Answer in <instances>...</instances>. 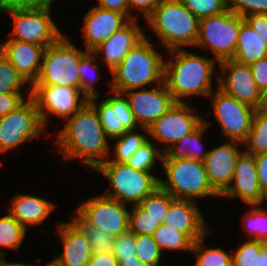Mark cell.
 <instances>
[{"label":"cell","instance_id":"obj_17","mask_svg":"<svg viewBox=\"0 0 267 266\" xmlns=\"http://www.w3.org/2000/svg\"><path fill=\"white\" fill-rule=\"evenodd\" d=\"M114 96L107 97L97 103L98 97L88 100L98 112V116L103 126L106 136L111 140L122 136L126 131L139 127L134 114L129 106L128 98L124 93L115 92Z\"/></svg>","mask_w":267,"mask_h":266},{"label":"cell","instance_id":"obj_22","mask_svg":"<svg viewBox=\"0 0 267 266\" xmlns=\"http://www.w3.org/2000/svg\"><path fill=\"white\" fill-rule=\"evenodd\" d=\"M163 223L185 233L193 242L207 236L209 231L202 212L193 200L174 199Z\"/></svg>","mask_w":267,"mask_h":266},{"label":"cell","instance_id":"obj_46","mask_svg":"<svg viewBox=\"0 0 267 266\" xmlns=\"http://www.w3.org/2000/svg\"><path fill=\"white\" fill-rule=\"evenodd\" d=\"M24 92L0 94V118L15 110L24 101Z\"/></svg>","mask_w":267,"mask_h":266},{"label":"cell","instance_id":"obj_58","mask_svg":"<svg viewBox=\"0 0 267 266\" xmlns=\"http://www.w3.org/2000/svg\"><path fill=\"white\" fill-rule=\"evenodd\" d=\"M7 260L0 254V266H4Z\"/></svg>","mask_w":267,"mask_h":266},{"label":"cell","instance_id":"obj_8","mask_svg":"<svg viewBox=\"0 0 267 266\" xmlns=\"http://www.w3.org/2000/svg\"><path fill=\"white\" fill-rule=\"evenodd\" d=\"M244 18L227 10L199 21V34L195 47L209 49L220 63L233 59Z\"/></svg>","mask_w":267,"mask_h":266},{"label":"cell","instance_id":"obj_45","mask_svg":"<svg viewBox=\"0 0 267 266\" xmlns=\"http://www.w3.org/2000/svg\"><path fill=\"white\" fill-rule=\"evenodd\" d=\"M51 5V0H0V11L38 10Z\"/></svg>","mask_w":267,"mask_h":266},{"label":"cell","instance_id":"obj_44","mask_svg":"<svg viewBox=\"0 0 267 266\" xmlns=\"http://www.w3.org/2000/svg\"><path fill=\"white\" fill-rule=\"evenodd\" d=\"M135 234L130 230L115 237L112 253L120 263L124 259L133 258L136 250Z\"/></svg>","mask_w":267,"mask_h":266},{"label":"cell","instance_id":"obj_49","mask_svg":"<svg viewBox=\"0 0 267 266\" xmlns=\"http://www.w3.org/2000/svg\"><path fill=\"white\" fill-rule=\"evenodd\" d=\"M160 0H128L129 4V19H135L136 16L132 15V10L139 9L144 18H146L154 8L159 4ZM132 9V10H131ZM135 16V17H134Z\"/></svg>","mask_w":267,"mask_h":266},{"label":"cell","instance_id":"obj_4","mask_svg":"<svg viewBox=\"0 0 267 266\" xmlns=\"http://www.w3.org/2000/svg\"><path fill=\"white\" fill-rule=\"evenodd\" d=\"M145 19L167 51L195 47L200 20L180 0H160Z\"/></svg>","mask_w":267,"mask_h":266},{"label":"cell","instance_id":"obj_39","mask_svg":"<svg viewBox=\"0 0 267 266\" xmlns=\"http://www.w3.org/2000/svg\"><path fill=\"white\" fill-rule=\"evenodd\" d=\"M135 243V255L138 259L150 266H159L163 254L152 235H135Z\"/></svg>","mask_w":267,"mask_h":266},{"label":"cell","instance_id":"obj_9","mask_svg":"<svg viewBox=\"0 0 267 266\" xmlns=\"http://www.w3.org/2000/svg\"><path fill=\"white\" fill-rule=\"evenodd\" d=\"M28 92L27 100L0 118V154L46 133L36 103L31 97V90Z\"/></svg>","mask_w":267,"mask_h":266},{"label":"cell","instance_id":"obj_48","mask_svg":"<svg viewBox=\"0 0 267 266\" xmlns=\"http://www.w3.org/2000/svg\"><path fill=\"white\" fill-rule=\"evenodd\" d=\"M244 20L267 43V15L253 14L246 16Z\"/></svg>","mask_w":267,"mask_h":266},{"label":"cell","instance_id":"obj_52","mask_svg":"<svg viewBox=\"0 0 267 266\" xmlns=\"http://www.w3.org/2000/svg\"><path fill=\"white\" fill-rule=\"evenodd\" d=\"M88 266H119L112 252L93 253Z\"/></svg>","mask_w":267,"mask_h":266},{"label":"cell","instance_id":"obj_40","mask_svg":"<svg viewBox=\"0 0 267 266\" xmlns=\"http://www.w3.org/2000/svg\"><path fill=\"white\" fill-rule=\"evenodd\" d=\"M129 230L135 235H153L159 227V221L153 219L140 205L130 209Z\"/></svg>","mask_w":267,"mask_h":266},{"label":"cell","instance_id":"obj_53","mask_svg":"<svg viewBox=\"0 0 267 266\" xmlns=\"http://www.w3.org/2000/svg\"><path fill=\"white\" fill-rule=\"evenodd\" d=\"M119 266H150V265L143 263L140 259L137 258L136 255H134L133 258L122 260L119 263Z\"/></svg>","mask_w":267,"mask_h":266},{"label":"cell","instance_id":"obj_5","mask_svg":"<svg viewBox=\"0 0 267 266\" xmlns=\"http://www.w3.org/2000/svg\"><path fill=\"white\" fill-rule=\"evenodd\" d=\"M166 180L159 179V187L175 199L193 200L199 197H220L212 188L202 161L179 158L163 159Z\"/></svg>","mask_w":267,"mask_h":266},{"label":"cell","instance_id":"obj_26","mask_svg":"<svg viewBox=\"0 0 267 266\" xmlns=\"http://www.w3.org/2000/svg\"><path fill=\"white\" fill-rule=\"evenodd\" d=\"M267 56V43L244 21L241 24L233 60L250 65Z\"/></svg>","mask_w":267,"mask_h":266},{"label":"cell","instance_id":"obj_56","mask_svg":"<svg viewBox=\"0 0 267 266\" xmlns=\"http://www.w3.org/2000/svg\"><path fill=\"white\" fill-rule=\"evenodd\" d=\"M267 110V89L262 93V107Z\"/></svg>","mask_w":267,"mask_h":266},{"label":"cell","instance_id":"obj_47","mask_svg":"<svg viewBox=\"0 0 267 266\" xmlns=\"http://www.w3.org/2000/svg\"><path fill=\"white\" fill-rule=\"evenodd\" d=\"M257 87L263 93L267 89V56L249 65Z\"/></svg>","mask_w":267,"mask_h":266},{"label":"cell","instance_id":"obj_6","mask_svg":"<svg viewBox=\"0 0 267 266\" xmlns=\"http://www.w3.org/2000/svg\"><path fill=\"white\" fill-rule=\"evenodd\" d=\"M108 180L113 189H107L105 196L127 205H139L159 187V179L151 172L132 168L127 163L105 161L96 169Z\"/></svg>","mask_w":267,"mask_h":266},{"label":"cell","instance_id":"obj_31","mask_svg":"<svg viewBox=\"0 0 267 266\" xmlns=\"http://www.w3.org/2000/svg\"><path fill=\"white\" fill-rule=\"evenodd\" d=\"M156 145V146H155ZM149 138L143 143L126 162L132 168L144 172H152L156 162L162 164L164 152Z\"/></svg>","mask_w":267,"mask_h":266},{"label":"cell","instance_id":"obj_11","mask_svg":"<svg viewBox=\"0 0 267 266\" xmlns=\"http://www.w3.org/2000/svg\"><path fill=\"white\" fill-rule=\"evenodd\" d=\"M187 103L176 102L148 128V135L153 138V142L159 143L163 152L192 133L203 122L202 115L195 113L196 110Z\"/></svg>","mask_w":267,"mask_h":266},{"label":"cell","instance_id":"obj_7","mask_svg":"<svg viewBox=\"0 0 267 266\" xmlns=\"http://www.w3.org/2000/svg\"><path fill=\"white\" fill-rule=\"evenodd\" d=\"M75 45L63 34L46 47L40 74L33 85L80 87L79 62L87 51Z\"/></svg>","mask_w":267,"mask_h":266},{"label":"cell","instance_id":"obj_35","mask_svg":"<svg viewBox=\"0 0 267 266\" xmlns=\"http://www.w3.org/2000/svg\"><path fill=\"white\" fill-rule=\"evenodd\" d=\"M84 233L92 247L93 253L112 252L115 237L103 229L86 223L79 215L72 220Z\"/></svg>","mask_w":267,"mask_h":266},{"label":"cell","instance_id":"obj_2","mask_svg":"<svg viewBox=\"0 0 267 266\" xmlns=\"http://www.w3.org/2000/svg\"><path fill=\"white\" fill-rule=\"evenodd\" d=\"M167 52L172 59L164 61V83L174 100L183 103L186 97H209L213 75H218L214 73L215 64L219 63L213 57H202L184 48Z\"/></svg>","mask_w":267,"mask_h":266},{"label":"cell","instance_id":"obj_59","mask_svg":"<svg viewBox=\"0 0 267 266\" xmlns=\"http://www.w3.org/2000/svg\"><path fill=\"white\" fill-rule=\"evenodd\" d=\"M264 202H267V194L264 195V198H263V200H262V204H263ZM265 210L267 211V209H265Z\"/></svg>","mask_w":267,"mask_h":266},{"label":"cell","instance_id":"obj_28","mask_svg":"<svg viewBox=\"0 0 267 266\" xmlns=\"http://www.w3.org/2000/svg\"><path fill=\"white\" fill-rule=\"evenodd\" d=\"M245 152L258 155L267 152V110L259 108L255 110L251 130L247 140L243 143Z\"/></svg>","mask_w":267,"mask_h":266},{"label":"cell","instance_id":"obj_55","mask_svg":"<svg viewBox=\"0 0 267 266\" xmlns=\"http://www.w3.org/2000/svg\"><path fill=\"white\" fill-rule=\"evenodd\" d=\"M29 265H30V266H40L39 264L32 265V264H30V263H29ZM45 266H64V265H62V264L55 258L53 261L49 262V263L46 264Z\"/></svg>","mask_w":267,"mask_h":266},{"label":"cell","instance_id":"obj_14","mask_svg":"<svg viewBox=\"0 0 267 266\" xmlns=\"http://www.w3.org/2000/svg\"><path fill=\"white\" fill-rule=\"evenodd\" d=\"M31 97L45 128L50 114L68 119L88 101L80 87L71 86L32 85Z\"/></svg>","mask_w":267,"mask_h":266},{"label":"cell","instance_id":"obj_30","mask_svg":"<svg viewBox=\"0 0 267 266\" xmlns=\"http://www.w3.org/2000/svg\"><path fill=\"white\" fill-rule=\"evenodd\" d=\"M27 229L10 213L0 217V254L5 258L2 248L19 249L25 239Z\"/></svg>","mask_w":267,"mask_h":266},{"label":"cell","instance_id":"obj_24","mask_svg":"<svg viewBox=\"0 0 267 266\" xmlns=\"http://www.w3.org/2000/svg\"><path fill=\"white\" fill-rule=\"evenodd\" d=\"M63 243V252L55 257L64 266H88L93 251L82 230L73 222L56 225Z\"/></svg>","mask_w":267,"mask_h":266},{"label":"cell","instance_id":"obj_38","mask_svg":"<svg viewBox=\"0 0 267 266\" xmlns=\"http://www.w3.org/2000/svg\"><path fill=\"white\" fill-rule=\"evenodd\" d=\"M26 83L25 79L0 50V94L23 92L22 87Z\"/></svg>","mask_w":267,"mask_h":266},{"label":"cell","instance_id":"obj_1","mask_svg":"<svg viewBox=\"0 0 267 266\" xmlns=\"http://www.w3.org/2000/svg\"><path fill=\"white\" fill-rule=\"evenodd\" d=\"M109 143L98 112L89 101L67 119L55 140L65 159L78 158L94 170L108 159Z\"/></svg>","mask_w":267,"mask_h":266},{"label":"cell","instance_id":"obj_34","mask_svg":"<svg viewBox=\"0 0 267 266\" xmlns=\"http://www.w3.org/2000/svg\"><path fill=\"white\" fill-rule=\"evenodd\" d=\"M148 136L146 137L135 129V131H126L122 136L112 139L116 141L113 147L115 158L114 160L107 159L106 161L126 163L134 152L149 139Z\"/></svg>","mask_w":267,"mask_h":266},{"label":"cell","instance_id":"obj_50","mask_svg":"<svg viewBox=\"0 0 267 266\" xmlns=\"http://www.w3.org/2000/svg\"><path fill=\"white\" fill-rule=\"evenodd\" d=\"M256 161L258 181L263 194H267V152L254 156Z\"/></svg>","mask_w":267,"mask_h":266},{"label":"cell","instance_id":"obj_16","mask_svg":"<svg viewBox=\"0 0 267 266\" xmlns=\"http://www.w3.org/2000/svg\"><path fill=\"white\" fill-rule=\"evenodd\" d=\"M218 66L221 72L227 75L224 77L221 73L217 78L220 90L255 110L262 107V93L253 79L249 65L228 59L220 62Z\"/></svg>","mask_w":267,"mask_h":266},{"label":"cell","instance_id":"obj_19","mask_svg":"<svg viewBox=\"0 0 267 266\" xmlns=\"http://www.w3.org/2000/svg\"><path fill=\"white\" fill-rule=\"evenodd\" d=\"M220 197L240 198L249 206L262 204L264 194L259 185L254 155L245 151L241 153L236 161L232 183Z\"/></svg>","mask_w":267,"mask_h":266},{"label":"cell","instance_id":"obj_3","mask_svg":"<svg viewBox=\"0 0 267 266\" xmlns=\"http://www.w3.org/2000/svg\"><path fill=\"white\" fill-rule=\"evenodd\" d=\"M145 37L123 58L110 73V90L125 93L132 89L149 88L164 82V59ZM147 85V86H146Z\"/></svg>","mask_w":267,"mask_h":266},{"label":"cell","instance_id":"obj_32","mask_svg":"<svg viewBox=\"0 0 267 266\" xmlns=\"http://www.w3.org/2000/svg\"><path fill=\"white\" fill-rule=\"evenodd\" d=\"M206 236L193 243L192 253H195V266H232V254L221 248H208L203 243Z\"/></svg>","mask_w":267,"mask_h":266},{"label":"cell","instance_id":"obj_33","mask_svg":"<svg viewBox=\"0 0 267 266\" xmlns=\"http://www.w3.org/2000/svg\"><path fill=\"white\" fill-rule=\"evenodd\" d=\"M97 55L92 52V51H87L81 58H80V62H79V74H80V91L81 93L88 99H92L95 97H99L97 94V90L95 89V83H97L99 76L100 75L98 69L99 66L97 63L95 64L94 62L97 60ZM90 68L94 71L93 73H97V74H93L91 76V71ZM95 75V77H94ZM98 75V76H97Z\"/></svg>","mask_w":267,"mask_h":266},{"label":"cell","instance_id":"obj_43","mask_svg":"<svg viewBox=\"0 0 267 266\" xmlns=\"http://www.w3.org/2000/svg\"><path fill=\"white\" fill-rule=\"evenodd\" d=\"M227 9L243 18L253 14L267 15V0H227Z\"/></svg>","mask_w":267,"mask_h":266},{"label":"cell","instance_id":"obj_18","mask_svg":"<svg viewBox=\"0 0 267 266\" xmlns=\"http://www.w3.org/2000/svg\"><path fill=\"white\" fill-rule=\"evenodd\" d=\"M241 142L231 141L211 149L204 160L208 180L212 188L221 196L231 185Z\"/></svg>","mask_w":267,"mask_h":266},{"label":"cell","instance_id":"obj_36","mask_svg":"<svg viewBox=\"0 0 267 266\" xmlns=\"http://www.w3.org/2000/svg\"><path fill=\"white\" fill-rule=\"evenodd\" d=\"M246 228L248 239L267 243V211L264 206L251 205L249 212H246L242 220Z\"/></svg>","mask_w":267,"mask_h":266},{"label":"cell","instance_id":"obj_12","mask_svg":"<svg viewBox=\"0 0 267 266\" xmlns=\"http://www.w3.org/2000/svg\"><path fill=\"white\" fill-rule=\"evenodd\" d=\"M209 98L222 135L230 141L244 143L251 130L255 109L225 94L218 87Z\"/></svg>","mask_w":267,"mask_h":266},{"label":"cell","instance_id":"obj_20","mask_svg":"<svg viewBox=\"0 0 267 266\" xmlns=\"http://www.w3.org/2000/svg\"><path fill=\"white\" fill-rule=\"evenodd\" d=\"M129 21L125 14L93 6L84 16L82 24L85 50L93 52Z\"/></svg>","mask_w":267,"mask_h":266},{"label":"cell","instance_id":"obj_54","mask_svg":"<svg viewBox=\"0 0 267 266\" xmlns=\"http://www.w3.org/2000/svg\"><path fill=\"white\" fill-rule=\"evenodd\" d=\"M258 266H267V243L261 246Z\"/></svg>","mask_w":267,"mask_h":266},{"label":"cell","instance_id":"obj_42","mask_svg":"<svg viewBox=\"0 0 267 266\" xmlns=\"http://www.w3.org/2000/svg\"><path fill=\"white\" fill-rule=\"evenodd\" d=\"M199 20L227 11V0H180Z\"/></svg>","mask_w":267,"mask_h":266},{"label":"cell","instance_id":"obj_57","mask_svg":"<svg viewBox=\"0 0 267 266\" xmlns=\"http://www.w3.org/2000/svg\"><path fill=\"white\" fill-rule=\"evenodd\" d=\"M4 266H30L29 264L25 263H20V262H13V263H8L6 262Z\"/></svg>","mask_w":267,"mask_h":266},{"label":"cell","instance_id":"obj_25","mask_svg":"<svg viewBox=\"0 0 267 266\" xmlns=\"http://www.w3.org/2000/svg\"><path fill=\"white\" fill-rule=\"evenodd\" d=\"M55 204L45 198L28 194H18L11 200L9 213L26 229L37 226L47 219L55 209Z\"/></svg>","mask_w":267,"mask_h":266},{"label":"cell","instance_id":"obj_10","mask_svg":"<svg viewBox=\"0 0 267 266\" xmlns=\"http://www.w3.org/2000/svg\"><path fill=\"white\" fill-rule=\"evenodd\" d=\"M50 7L38 10H5L12 19V37L19 41L35 44L44 48L54 44L63 33L50 15Z\"/></svg>","mask_w":267,"mask_h":266},{"label":"cell","instance_id":"obj_27","mask_svg":"<svg viewBox=\"0 0 267 266\" xmlns=\"http://www.w3.org/2000/svg\"><path fill=\"white\" fill-rule=\"evenodd\" d=\"M210 122L203 119V122L192 133L173 144L164 152L163 159L189 158L204 162L209 151H203L202 136Z\"/></svg>","mask_w":267,"mask_h":266},{"label":"cell","instance_id":"obj_51","mask_svg":"<svg viewBox=\"0 0 267 266\" xmlns=\"http://www.w3.org/2000/svg\"><path fill=\"white\" fill-rule=\"evenodd\" d=\"M100 8L125 14L129 18L128 0H97Z\"/></svg>","mask_w":267,"mask_h":266},{"label":"cell","instance_id":"obj_21","mask_svg":"<svg viewBox=\"0 0 267 266\" xmlns=\"http://www.w3.org/2000/svg\"><path fill=\"white\" fill-rule=\"evenodd\" d=\"M0 50L29 83L28 87L31 90L40 74L45 48L16 39H4L3 42L0 41Z\"/></svg>","mask_w":267,"mask_h":266},{"label":"cell","instance_id":"obj_29","mask_svg":"<svg viewBox=\"0 0 267 266\" xmlns=\"http://www.w3.org/2000/svg\"><path fill=\"white\" fill-rule=\"evenodd\" d=\"M152 236L162 253L163 250L192 251L194 242L185 233L165 223L160 224Z\"/></svg>","mask_w":267,"mask_h":266},{"label":"cell","instance_id":"obj_13","mask_svg":"<svg viewBox=\"0 0 267 266\" xmlns=\"http://www.w3.org/2000/svg\"><path fill=\"white\" fill-rule=\"evenodd\" d=\"M76 210L86 223L103 229L113 237L129 231L130 211L126 204L103 194L88 198Z\"/></svg>","mask_w":267,"mask_h":266},{"label":"cell","instance_id":"obj_41","mask_svg":"<svg viewBox=\"0 0 267 266\" xmlns=\"http://www.w3.org/2000/svg\"><path fill=\"white\" fill-rule=\"evenodd\" d=\"M264 242L249 239L241 243L232 254V266H258Z\"/></svg>","mask_w":267,"mask_h":266},{"label":"cell","instance_id":"obj_37","mask_svg":"<svg viewBox=\"0 0 267 266\" xmlns=\"http://www.w3.org/2000/svg\"><path fill=\"white\" fill-rule=\"evenodd\" d=\"M175 198L158 187L151 195L147 196L139 205L148 212V214L159 224L164 222L166 213L170 207L171 202Z\"/></svg>","mask_w":267,"mask_h":266},{"label":"cell","instance_id":"obj_23","mask_svg":"<svg viewBox=\"0 0 267 266\" xmlns=\"http://www.w3.org/2000/svg\"><path fill=\"white\" fill-rule=\"evenodd\" d=\"M138 24L136 18L130 20L93 51L97 57L103 54L102 59L109 72L114 70L126 54L145 37L144 31Z\"/></svg>","mask_w":267,"mask_h":266},{"label":"cell","instance_id":"obj_15","mask_svg":"<svg viewBox=\"0 0 267 266\" xmlns=\"http://www.w3.org/2000/svg\"><path fill=\"white\" fill-rule=\"evenodd\" d=\"M124 94L139 128L146 134H149L148 128L176 103L164 82L149 89H132Z\"/></svg>","mask_w":267,"mask_h":266}]
</instances>
